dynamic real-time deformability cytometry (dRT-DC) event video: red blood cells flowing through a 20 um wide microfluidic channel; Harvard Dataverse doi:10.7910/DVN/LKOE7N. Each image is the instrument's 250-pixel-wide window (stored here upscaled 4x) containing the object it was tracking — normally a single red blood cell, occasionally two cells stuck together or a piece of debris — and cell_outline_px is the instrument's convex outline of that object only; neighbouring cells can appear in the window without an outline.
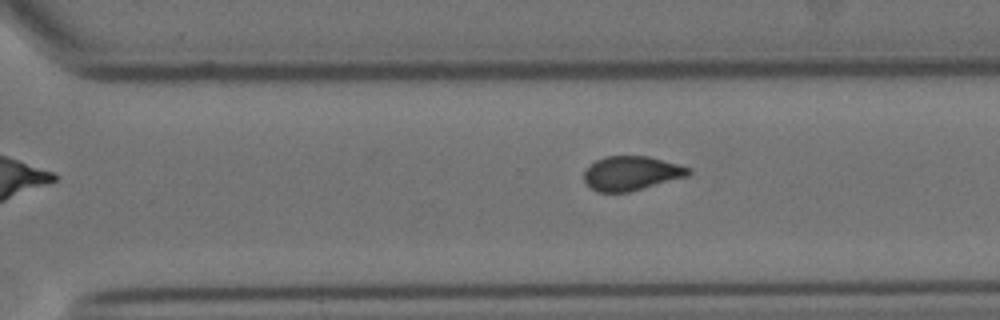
{"species": "Egyptian fruit bat (a non-hibernating species)", "species_latin": "Rousettus aegyptiacus", "temperature_condition": "cold", "stored_images_in_passage": 9, "camera_frame_rate_fps": 3000, "um_per_image_px": 0.085, "animal": {"sex": "female"}, "frame": {"image": 1, "passage_image": 9, "time_ms": 9.667, "image_size_px": [1000, 320], "cell_outline_px": [[692, 172], [688, 176], [628, 192], [596, 192], [584, 180], [584, 172], [596, 160], [604, 156], [648, 156], [692, 168]], "centroid_in_image_um": [53.68, 14.72], "position_along_channel_um": 316.9, "area_um2": 20.69}}